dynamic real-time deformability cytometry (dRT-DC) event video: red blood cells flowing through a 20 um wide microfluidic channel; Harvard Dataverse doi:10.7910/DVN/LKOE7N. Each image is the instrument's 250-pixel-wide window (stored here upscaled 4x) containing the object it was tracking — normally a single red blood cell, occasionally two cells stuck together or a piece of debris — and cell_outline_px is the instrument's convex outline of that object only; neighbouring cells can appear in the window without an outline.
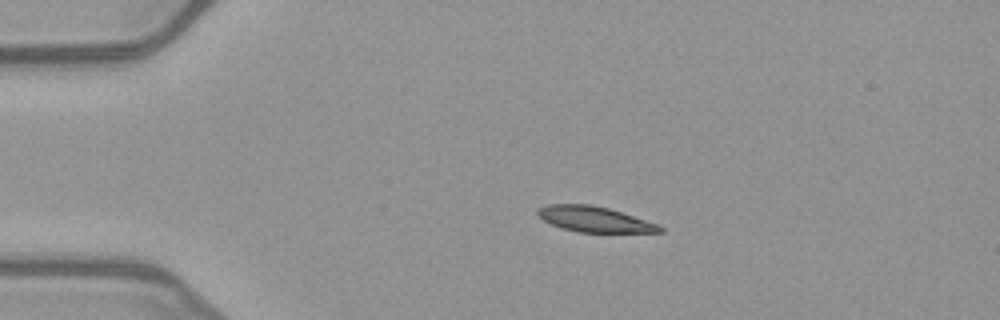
{"species": "common noctule bat (a hibernating species)", "species_latin": "Nyctalus noctula", "temperature_condition": "warm", "stored_images_in_passage": 51, "camera_frame_rate_fps": 3000, "um_per_image_px": 0.085, "animal": {"sex": "female", "body_mass_g": 21.9}, "frame": {"image": 1, "passage_image": 11, "time_ms": 3.333, "image_size_px": [1000, 320], "cell_outline_px": [[664, 232], [580, 232], [560, 228], [544, 220], [536, 212], [536, 208], [548, 204], [592, 204], [608, 208], [660, 224], [664, 228]], "centroid_in_image_um": [50.54, 18.63], "position_along_channel_um": 34.5, "area_um2": 18.21}}
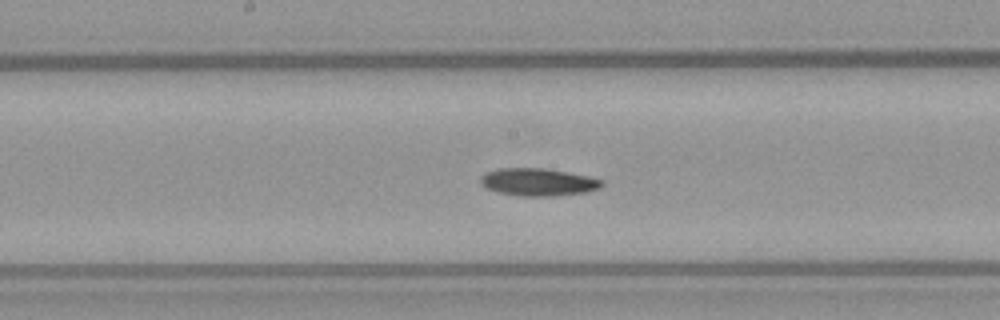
{"frame": {"image": 2, "passage_image": 27, "time_ms": 8.667, "image_size_px": [1000, 320], "cell_outline_px": [[604, 184], [600, 188], [588, 192], [552, 196], [520, 196], [500, 192], [484, 188], [480, 184], [480, 176], [496, 168], [544, 168], [568, 172], [588, 176], [604, 180]], "centroid_in_image_um": [45.75, 15.47], "position_along_channel_um": 202.5, "area_um2": 19.65}}
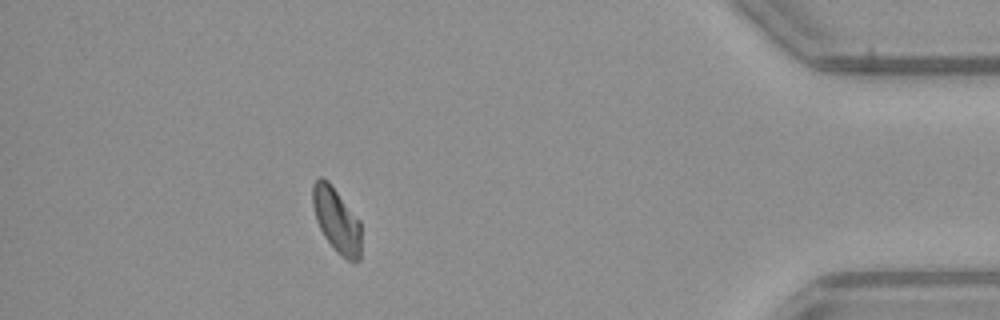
{"frame": {"image": 3, "passage_image": 46, "time_ms": 15.0, "image_size_px": [1000, 320], "cell_outline_px": [[360, 260], [352, 264], [336, 252], [324, 236], [316, 220], [312, 204], [312, 184], [320, 176], [328, 180], [360, 220]], "centroid_in_image_um": [28.61, 18.73], "position_along_channel_um": 406.6, "area_um2": 18.5}, "authors_computed_cell_mechanics": {"area_um2": 18.6694, "velocity_mm_per_s": 4.0195, "shape_relaxation_time_tau1_ms": 11.0802, "shape_relaxation_time_tau2_ms": null, "deformation_change_tau1": 0.2042, "deformation_change_tau2": null}}